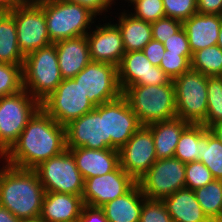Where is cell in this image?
I'll use <instances>...</instances> for the list:
<instances>
[{
  "label": "cell",
  "instance_id": "36",
  "mask_svg": "<svg viewBox=\"0 0 222 222\" xmlns=\"http://www.w3.org/2000/svg\"><path fill=\"white\" fill-rule=\"evenodd\" d=\"M165 17L184 22L197 13V0H162Z\"/></svg>",
  "mask_w": 222,
  "mask_h": 222
},
{
  "label": "cell",
  "instance_id": "51",
  "mask_svg": "<svg viewBox=\"0 0 222 222\" xmlns=\"http://www.w3.org/2000/svg\"><path fill=\"white\" fill-rule=\"evenodd\" d=\"M22 222H40L39 220H34V221H22Z\"/></svg>",
  "mask_w": 222,
  "mask_h": 222
},
{
  "label": "cell",
  "instance_id": "33",
  "mask_svg": "<svg viewBox=\"0 0 222 222\" xmlns=\"http://www.w3.org/2000/svg\"><path fill=\"white\" fill-rule=\"evenodd\" d=\"M22 66L0 62V98L23 90Z\"/></svg>",
  "mask_w": 222,
  "mask_h": 222
},
{
  "label": "cell",
  "instance_id": "17",
  "mask_svg": "<svg viewBox=\"0 0 222 222\" xmlns=\"http://www.w3.org/2000/svg\"><path fill=\"white\" fill-rule=\"evenodd\" d=\"M102 20L103 24H94L95 28L93 26L86 35L91 61L110 63L118 67L126 53L121 32L114 22V17L113 20L108 18L106 23L105 18Z\"/></svg>",
  "mask_w": 222,
  "mask_h": 222
},
{
  "label": "cell",
  "instance_id": "44",
  "mask_svg": "<svg viewBox=\"0 0 222 222\" xmlns=\"http://www.w3.org/2000/svg\"><path fill=\"white\" fill-rule=\"evenodd\" d=\"M197 13L222 15V0H197Z\"/></svg>",
  "mask_w": 222,
  "mask_h": 222
},
{
  "label": "cell",
  "instance_id": "7",
  "mask_svg": "<svg viewBox=\"0 0 222 222\" xmlns=\"http://www.w3.org/2000/svg\"><path fill=\"white\" fill-rule=\"evenodd\" d=\"M208 76L190 69L173 80L177 118L202 124L207 118Z\"/></svg>",
  "mask_w": 222,
  "mask_h": 222
},
{
  "label": "cell",
  "instance_id": "22",
  "mask_svg": "<svg viewBox=\"0 0 222 222\" xmlns=\"http://www.w3.org/2000/svg\"><path fill=\"white\" fill-rule=\"evenodd\" d=\"M222 15L196 13L183 22L192 54L217 45Z\"/></svg>",
  "mask_w": 222,
  "mask_h": 222
},
{
  "label": "cell",
  "instance_id": "48",
  "mask_svg": "<svg viewBox=\"0 0 222 222\" xmlns=\"http://www.w3.org/2000/svg\"><path fill=\"white\" fill-rule=\"evenodd\" d=\"M14 9V0H0V13L11 12Z\"/></svg>",
  "mask_w": 222,
  "mask_h": 222
},
{
  "label": "cell",
  "instance_id": "40",
  "mask_svg": "<svg viewBox=\"0 0 222 222\" xmlns=\"http://www.w3.org/2000/svg\"><path fill=\"white\" fill-rule=\"evenodd\" d=\"M167 53L179 54L180 56H188L192 59V52L188 42L187 33L182 27L177 33L171 35L164 43Z\"/></svg>",
  "mask_w": 222,
  "mask_h": 222
},
{
  "label": "cell",
  "instance_id": "5",
  "mask_svg": "<svg viewBox=\"0 0 222 222\" xmlns=\"http://www.w3.org/2000/svg\"><path fill=\"white\" fill-rule=\"evenodd\" d=\"M41 7L44 9L48 34L52 43L85 36L93 28L97 19L100 20L87 8L63 0H46Z\"/></svg>",
  "mask_w": 222,
  "mask_h": 222
},
{
  "label": "cell",
  "instance_id": "46",
  "mask_svg": "<svg viewBox=\"0 0 222 222\" xmlns=\"http://www.w3.org/2000/svg\"><path fill=\"white\" fill-rule=\"evenodd\" d=\"M0 222H22L5 207L0 206Z\"/></svg>",
  "mask_w": 222,
  "mask_h": 222
},
{
  "label": "cell",
  "instance_id": "28",
  "mask_svg": "<svg viewBox=\"0 0 222 222\" xmlns=\"http://www.w3.org/2000/svg\"><path fill=\"white\" fill-rule=\"evenodd\" d=\"M207 129L202 124H190L180 136L174 157L185 164L198 161L202 151V134Z\"/></svg>",
  "mask_w": 222,
  "mask_h": 222
},
{
  "label": "cell",
  "instance_id": "47",
  "mask_svg": "<svg viewBox=\"0 0 222 222\" xmlns=\"http://www.w3.org/2000/svg\"><path fill=\"white\" fill-rule=\"evenodd\" d=\"M209 131L217 137V139L222 143V121L216 124H213Z\"/></svg>",
  "mask_w": 222,
  "mask_h": 222
},
{
  "label": "cell",
  "instance_id": "14",
  "mask_svg": "<svg viewBox=\"0 0 222 222\" xmlns=\"http://www.w3.org/2000/svg\"><path fill=\"white\" fill-rule=\"evenodd\" d=\"M121 168L136 182L157 161L151 130L142 126L119 150Z\"/></svg>",
  "mask_w": 222,
  "mask_h": 222
},
{
  "label": "cell",
  "instance_id": "4",
  "mask_svg": "<svg viewBox=\"0 0 222 222\" xmlns=\"http://www.w3.org/2000/svg\"><path fill=\"white\" fill-rule=\"evenodd\" d=\"M23 89L40 103L63 81L55 43L42 47L24 57Z\"/></svg>",
  "mask_w": 222,
  "mask_h": 222
},
{
  "label": "cell",
  "instance_id": "42",
  "mask_svg": "<svg viewBox=\"0 0 222 222\" xmlns=\"http://www.w3.org/2000/svg\"><path fill=\"white\" fill-rule=\"evenodd\" d=\"M142 51L153 66H160L165 52L164 45L161 42L152 39Z\"/></svg>",
  "mask_w": 222,
  "mask_h": 222
},
{
  "label": "cell",
  "instance_id": "41",
  "mask_svg": "<svg viewBox=\"0 0 222 222\" xmlns=\"http://www.w3.org/2000/svg\"><path fill=\"white\" fill-rule=\"evenodd\" d=\"M70 3H75L83 6L84 8H87L89 11H91L96 17L99 15H104L102 18H105L107 21L106 14L112 10L113 4L116 6V0H63ZM107 12V13H106ZM105 13V14H104ZM107 16V17H106Z\"/></svg>",
  "mask_w": 222,
  "mask_h": 222
},
{
  "label": "cell",
  "instance_id": "1",
  "mask_svg": "<svg viewBox=\"0 0 222 222\" xmlns=\"http://www.w3.org/2000/svg\"><path fill=\"white\" fill-rule=\"evenodd\" d=\"M66 128L58 124L42 107L30 118L3 162L22 169H35L42 162L63 153Z\"/></svg>",
  "mask_w": 222,
  "mask_h": 222
},
{
  "label": "cell",
  "instance_id": "20",
  "mask_svg": "<svg viewBox=\"0 0 222 222\" xmlns=\"http://www.w3.org/2000/svg\"><path fill=\"white\" fill-rule=\"evenodd\" d=\"M55 45L63 79L74 78L91 62L86 35L60 40Z\"/></svg>",
  "mask_w": 222,
  "mask_h": 222
},
{
  "label": "cell",
  "instance_id": "39",
  "mask_svg": "<svg viewBox=\"0 0 222 222\" xmlns=\"http://www.w3.org/2000/svg\"><path fill=\"white\" fill-rule=\"evenodd\" d=\"M183 27V22L170 17H163L151 23L152 38L162 44L171 35L177 33Z\"/></svg>",
  "mask_w": 222,
  "mask_h": 222
},
{
  "label": "cell",
  "instance_id": "18",
  "mask_svg": "<svg viewBox=\"0 0 222 222\" xmlns=\"http://www.w3.org/2000/svg\"><path fill=\"white\" fill-rule=\"evenodd\" d=\"M117 68L122 92L132 85H165L171 81L160 67L152 65L143 51L126 52Z\"/></svg>",
  "mask_w": 222,
  "mask_h": 222
},
{
  "label": "cell",
  "instance_id": "50",
  "mask_svg": "<svg viewBox=\"0 0 222 222\" xmlns=\"http://www.w3.org/2000/svg\"><path fill=\"white\" fill-rule=\"evenodd\" d=\"M116 1H118V0H116ZM120 1H121V0H120ZM122 1H123V0H122ZM124 1H125V3L128 2L127 4L130 3V4L128 5V7H129V6L131 7L135 2H137V1H139V0H124Z\"/></svg>",
  "mask_w": 222,
  "mask_h": 222
},
{
  "label": "cell",
  "instance_id": "15",
  "mask_svg": "<svg viewBox=\"0 0 222 222\" xmlns=\"http://www.w3.org/2000/svg\"><path fill=\"white\" fill-rule=\"evenodd\" d=\"M137 182L119 165L114 171L84 180V205L101 207L126 194Z\"/></svg>",
  "mask_w": 222,
  "mask_h": 222
},
{
  "label": "cell",
  "instance_id": "16",
  "mask_svg": "<svg viewBox=\"0 0 222 222\" xmlns=\"http://www.w3.org/2000/svg\"><path fill=\"white\" fill-rule=\"evenodd\" d=\"M142 126L123 95L105 103V127L109 148L120 150Z\"/></svg>",
  "mask_w": 222,
  "mask_h": 222
},
{
  "label": "cell",
  "instance_id": "8",
  "mask_svg": "<svg viewBox=\"0 0 222 222\" xmlns=\"http://www.w3.org/2000/svg\"><path fill=\"white\" fill-rule=\"evenodd\" d=\"M45 192L82 196L84 178L68 149L42 162L35 169Z\"/></svg>",
  "mask_w": 222,
  "mask_h": 222
},
{
  "label": "cell",
  "instance_id": "25",
  "mask_svg": "<svg viewBox=\"0 0 222 222\" xmlns=\"http://www.w3.org/2000/svg\"><path fill=\"white\" fill-rule=\"evenodd\" d=\"M189 125V122L176 117L147 126L153 135L157 160L174 157L180 136Z\"/></svg>",
  "mask_w": 222,
  "mask_h": 222
},
{
  "label": "cell",
  "instance_id": "23",
  "mask_svg": "<svg viewBox=\"0 0 222 222\" xmlns=\"http://www.w3.org/2000/svg\"><path fill=\"white\" fill-rule=\"evenodd\" d=\"M161 201L173 222H213L206 216L191 189H180Z\"/></svg>",
  "mask_w": 222,
  "mask_h": 222
},
{
  "label": "cell",
  "instance_id": "32",
  "mask_svg": "<svg viewBox=\"0 0 222 222\" xmlns=\"http://www.w3.org/2000/svg\"><path fill=\"white\" fill-rule=\"evenodd\" d=\"M207 118L202 123L206 128L222 121V79L208 77L207 81Z\"/></svg>",
  "mask_w": 222,
  "mask_h": 222
},
{
  "label": "cell",
  "instance_id": "13",
  "mask_svg": "<svg viewBox=\"0 0 222 222\" xmlns=\"http://www.w3.org/2000/svg\"><path fill=\"white\" fill-rule=\"evenodd\" d=\"M10 13L14 16L19 50L24 57L52 44L42 7H16Z\"/></svg>",
  "mask_w": 222,
  "mask_h": 222
},
{
  "label": "cell",
  "instance_id": "37",
  "mask_svg": "<svg viewBox=\"0 0 222 222\" xmlns=\"http://www.w3.org/2000/svg\"><path fill=\"white\" fill-rule=\"evenodd\" d=\"M173 81L191 69V59L188 56L164 52L159 66Z\"/></svg>",
  "mask_w": 222,
  "mask_h": 222
},
{
  "label": "cell",
  "instance_id": "31",
  "mask_svg": "<svg viewBox=\"0 0 222 222\" xmlns=\"http://www.w3.org/2000/svg\"><path fill=\"white\" fill-rule=\"evenodd\" d=\"M199 161L210 170L215 180H222V143L209 129L202 134Z\"/></svg>",
  "mask_w": 222,
  "mask_h": 222
},
{
  "label": "cell",
  "instance_id": "2",
  "mask_svg": "<svg viewBox=\"0 0 222 222\" xmlns=\"http://www.w3.org/2000/svg\"><path fill=\"white\" fill-rule=\"evenodd\" d=\"M4 164V165H3ZM45 189L33 169L0 165V206L21 221L39 220Z\"/></svg>",
  "mask_w": 222,
  "mask_h": 222
},
{
  "label": "cell",
  "instance_id": "26",
  "mask_svg": "<svg viewBox=\"0 0 222 222\" xmlns=\"http://www.w3.org/2000/svg\"><path fill=\"white\" fill-rule=\"evenodd\" d=\"M121 11L117 12L119 16L115 15L118 18L115 24L121 32L125 51H142L153 39L151 23L134 17L128 10Z\"/></svg>",
  "mask_w": 222,
  "mask_h": 222
},
{
  "label": "cell",
  "instance_id": "6",
  "mask_svg": "<svg viewBox=\"0 0 222 222\" xmlns=\"http://www.w3.org/2000/svg\"><path fill=\"white\" fill-rule=\"evenodd\" d=\"M40 107L25 89L0 98V163Z\"/></svg>",
  "mask_w": 222,
  "mask_h": 222
},
{
  "label": "cell",
  "instance_id": "12",
  "mask_svg": "<svg viewBox=\"0 0 222 222\" xmlns=\"http://www.w3.org/2000/svg\"><path fill=\"white\" fill-rule=\"evenodd\" d=\"M66 128V147L109 149L105 127V103L71 121Z\"/></svg>",
  "mask_w": 222,
  "mask_h": 222
},
{
  "label": "cell",
  "instance_id": "27",
  "mask_svg": "<svg viewBox=\"0 0 222 222\" xmlns=\"http://www.w3.org/2000/svg\"><path fill=\"white\" fill-rule=\"evenodd\" d=\"M0 62L23 65L24 56L19 50L14 16L10 12L0 13Z\"/></svg>",
  "mask_w": 222,
  "mask_h": 222
},
{
  "label": "cell",
  "instance_id": "21",
  "mask_svg": "<svg viewBox=\"0 0 222 222\" xmlns=\"http://www.w3.org/2000/svg\"><path fill=\"white\" fill-rule=\"evenodd\" d=\"M84 206L82 196L45 192L40 222H77Z\"/></svg>",
  "mask_w": 222,
  "mask_h": 222
},
{
  "label": "cell",
  "instance_id": "30",
  "mask_svg": "<svg viewBox=\"0 0 222 222\" xmlns=\"http://www.w3.org/2000/svg\"><path fill=\"white\" fill-rule=\"evenodd\" d=\"M191 69L208 77L222 76V50L218 45L206 47L192 54Z\"/></svg>",
  "mask_w": 222,
  "mask_h": 222
},
{
  "label": "cell",
  "instance_id": "43",
  "mask_svg": "<svg viewBox=\"0 0 222 222\" xmlns=\"http://www.w3.org/2000/svg\"><path fill=\"white\" fill-rule=\"evenodd\" d=\"M77 222H108L100 207L84 205Z\"/></svg>",
  "mask_w": 222,
  "mask_h": 222
},
{
  "label": "cell",
  "instance_id": "24",
  "mask_svg": "<svg viewBox=\"0 0 222 222\" xmlns=\"http://www.w3.org/2000/svg\"><path fill=\"white\" fill-rule=\"evenodd\" d=\"M146 197L136 183L126 194L105 203L100 208L108 222H139Z\"/></svg>",
  "mask_w": 222,
  "mask_h": 222
},
{
  "label": "cell",
  "instance_id": "45",
  "mask_svg": "<svg viewBox=\"0 0 222 222\" xmlns=\"http://www.w3.org/2000/svg\"><path fill=\"white\" fill-rule=\"evenodd\" d=\"M46 0H14V9L16 7H41Z\"/></svg>",
  "mask_w": 222,
  "mask_h": 222
},
{
  "label": "cell",
  "instance_id": "38",
  "mask_svg": "<svg viewBox=\"0 0 222 222\" xmlns=\"http://www.w3.org/2000/svg\"><path fill=\"white\" fill-rule=\"evenodd\" d=\"M139 222H173V220L161 200L146 198Z\"/></svg>",
  "mask_w": 222,
  "mask_h": 222
},
{
  "label": "cell",
  "instance_id": "11",
  "mask_svg": "<svg viewBox=\"0 0 222 222\" xmlns=\"http://www.w3.org/2000/svg\"><path fill=\"white\" fill-rule=\"evenodd\" d=\"M73 79L95 107L122 95L118 68L110 63L91 61Z\"/></svg>",
  "mask_w": 222,
  "mask_h": 222
},
{
  "label": "cell",
  "instance_id": "9",
  "mask_svg": "<svg viewBox=\"0 0 222 222\" xmlns=\"http://www.w3.org/2000/svg\"><path fill=\"white\" fill-rule=\"evenodd\" d=\"M41 107L62 126H66L95 108L73 78L63 79L41 102Z\"/></svg>",
  "mask_w": 222,
  "mask_h": 222
},
{
  "label": "cell",
  "instance_id": "19",
  "mask_svg": "<svg viewBox=\"0 0 222 222\" xmlns=\"http://www.w3.org/2000/svg\"><path fill=\"white\" fill-rule=\"evenodd\" d=\"M67 149L73 155L84 180L105 175L120 165L119 150L116 149H88L84 147Z\"/></svg>",
  "mask_w": 222,
  "mask_h": 222
},
{
  "label": "cell",
  "instance_id": "49",
  "mask_svg": "<svg viewBox=\"0 0 222 222\" xmlns=\"http://www.w3.org/2000/svg\"><path fill=\"white\" fill-rule=\"evenodd\" d=\"M217 45H218L219 48L222 50V25H221V27H220L219 34H218Z\"/></svg>",
  "mask_w": 222,
  "mask_h": 222
},
{
  "label": "cell",
  "instance_id": "3",
  "mask_svg": "<svg viewBox=\"0 0 222 222\" xmlns=\"http://www.w3.org/2000/svg\"><path fill=\"white\" fill-rule=\"evenodd\" d=\"M122 95L144 126L177 117L172 80L165 85H132Z\"/></svg>",
  "mask_w": 222,
  "mask_h": 222
},
{
  "label": "cell",
  "instance_id": "10",
  "mask_svg": "<svg viewBox=\"0 0 222 222\" xmlns=\"http://www.w3.org/2000/svg\"><path fill=\"white\" fill-rule=\"evenodd\" d=\"M185 166L175 157L157 160L137 182L143 195L162 200L185 188Z\"/></svg>",
  "mask_w": 222,
  "mask_h": 222
},
{
  "label": "cell",
  "instance_id": "35",
  "mask_svg": "<svg viewBox=\"0 0 222 222\" xmlns=\"http://www.w3.org/2000/svg\"><path fill=\"white\" fill-rule=\"evenodd\" d=\"M131 9L129 11L127 8L130 14L149 23L165 17L162 0H139L132 5Z\"/></svg>",
  "mask_w": 222,
  "mask_h": 222
},
{
  "label": "cell",
  "instance_id": "34",
  "mask_svg": "<svg viewBox=\"0 0 222 222\" xmlns=\"http://www.w3.org/2000/svg\"><path fill=\"white\" fill-rule=\"evenodd\" d=\"M215 179L210 170L201 162L193 161L186 163L185 166V188L196 190L208 183L213 182Z\"/></svg>",
  "mask_w": 222,
  "mask_h": 222
},
{
  "label": "cell",
  "instance_id": "29",
  "mask_svg": "<svg viewBox=\"0 0 222 222\" xmlns=\"http://www.w3.org/2000/svg\"><path fill=\"white\" fill-rule=\"evenodd\" d=\"M194 193L206 216L213 222H222V180H214Z\"/></svg>",
  "mask_w": 222,
  "mask_h": 222
}]
</instances>
